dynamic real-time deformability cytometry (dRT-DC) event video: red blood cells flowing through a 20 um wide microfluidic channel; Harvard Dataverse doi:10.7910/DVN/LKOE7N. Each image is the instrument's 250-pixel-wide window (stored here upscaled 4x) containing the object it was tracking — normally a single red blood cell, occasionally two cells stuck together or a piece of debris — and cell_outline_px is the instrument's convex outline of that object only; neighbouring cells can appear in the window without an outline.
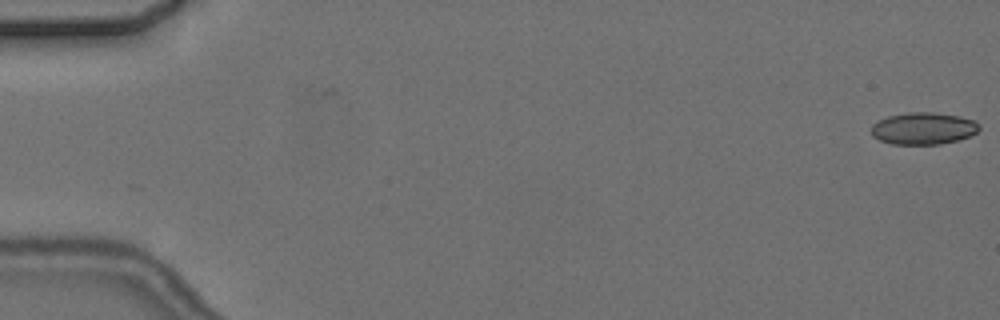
{"species": "common noctule bat (a hibernating species)", "species_latin": "Nyctalus noctula", "temperature_condition": "cold", "stored_images_in_passage": 5, "camera_frame_rate_fps": 3000, "um_per_image_px": 0.085, "animal": {"sex": "female", "body_mass_g": 24.6, "forearm_length_mm": 56.2}, "frame": {"image": 1, "passage_image": 1, "time_ms": 0.0, "image_size_px": [1000, 320], "cell_outline_px": [[980, 128], [976, 132], [968, 136], [956, 140], [940, 144], [892, 144], [880, 140], [872, 136], [872, 124], [888, 116], [908, 112], [932, 112], [960, 116], [976, 120], [980, 124]], "centroid_in_image_um": [78.5, 10.91], "position_along_channel_um": 6.5, "area_um2": 20.11}}